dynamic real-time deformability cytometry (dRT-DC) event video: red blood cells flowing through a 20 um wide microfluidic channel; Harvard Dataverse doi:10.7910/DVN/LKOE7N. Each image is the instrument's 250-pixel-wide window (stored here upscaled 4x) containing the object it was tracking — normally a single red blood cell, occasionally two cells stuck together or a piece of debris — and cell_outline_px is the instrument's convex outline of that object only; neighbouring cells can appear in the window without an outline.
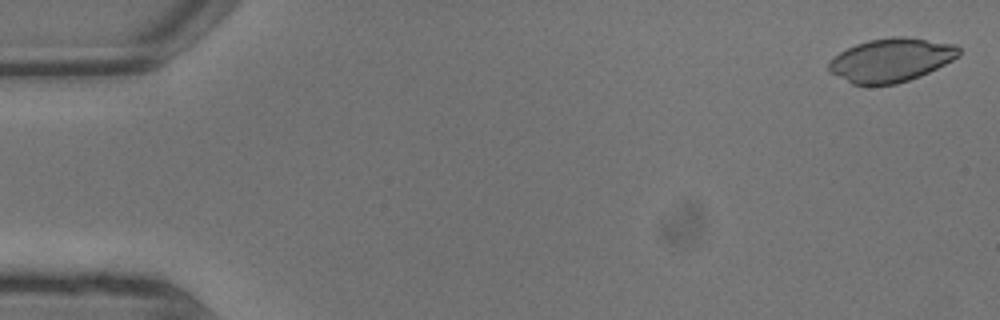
{"species": "common noctule bat (a hibernating species)", "species_latin": "Nyctalus noctula", "temperature_condition": "warm", "stored_images_in_passage": 6, "camera_frame_rate_fps": 3000, "um_per_image_px": 0.085, "animal": {"sex": "male", "body_mass_g": 13.3}, "frame": {"image": 1, "passage_image": 1, "time_ms": 0.0, "image_size_px": [1000, 320], "cell_outline_px": [[960, 56], [920, 76], [896, 84], [852, 84], [828, 72], [828, 64], [840, 52], [856, 44], [868, 40], [892, 36], [908, 36], [956, 44], [960, 48]], "centroid_in_image_um": [75.76, 5.08], "position_along_channel_um": 9.2, "area_um2": 33.0}}
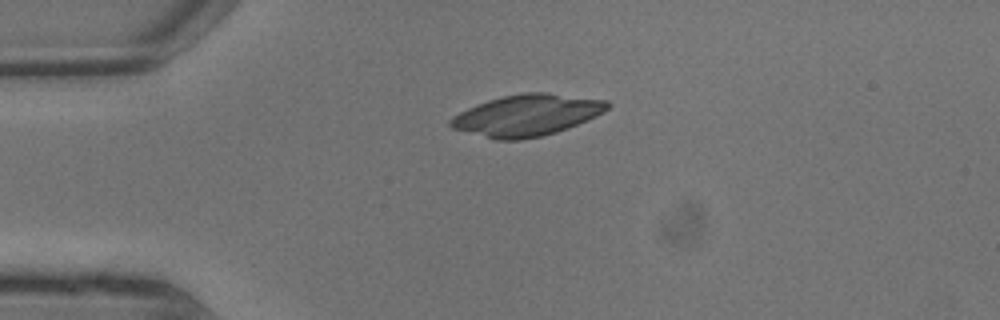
{"frame": {"image": 2, "passage_image": 5, "time_ms": 1.333, "image_size_px": [1000, 320], "cell_outline_px": [[612, 104], [604, 112], [588, 120], [568, 128], [556, 132], [540, 136], [520, 140], [496, 140], [452, 128], [448, 124], [448, 120], [452, 116], [476, 104], [488, 100], [504, 96], [524, 92], [548, 92], [608, 100]], "centroid_in_image_um": [44.8, 9.79], "position_along_channel_um": 40.2, "area_um2": 38.03}}